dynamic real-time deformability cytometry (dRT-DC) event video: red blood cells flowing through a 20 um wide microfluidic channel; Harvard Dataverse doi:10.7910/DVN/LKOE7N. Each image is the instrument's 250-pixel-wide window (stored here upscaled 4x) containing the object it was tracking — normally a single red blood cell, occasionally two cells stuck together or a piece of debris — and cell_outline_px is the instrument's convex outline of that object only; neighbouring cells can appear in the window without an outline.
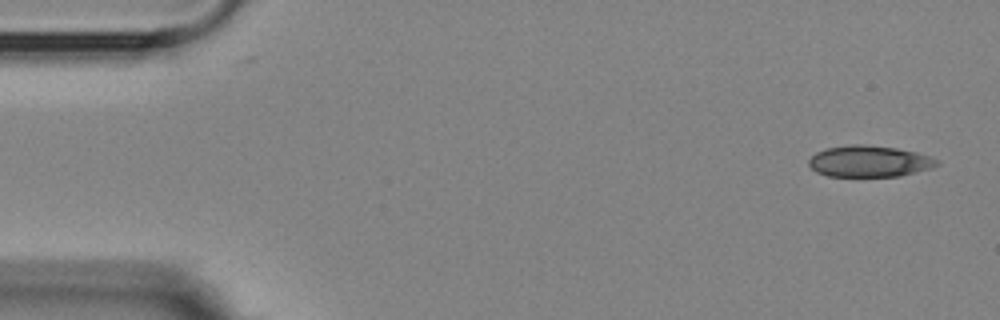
{"species": "Egyptian fruit bat (a non-hibernating species)", "species_latin": "Rousettus aegyptiacus", "temperature_condition": "room temperature", "stored_images_in_passage": 5, "camera_frame_rate_fps": 3000, "um_per_image_px": 0.085, "animal": {"sex": "female"}, "frame": {"image": 1, "passage_image": 1, "time_ms": 0.0, "image_size_px": [1000, 320], "cell_outline_px": [[940, 164], [932, 168], [900, 176], [828, 176], [816, 172], [808, 164], [808, 160], [816, 152], [824, 148], [852, 144], [864, 144], [896, 148], [916, 152], [940, 160]], "centroid_in_image_um": [73.89, 13.7], "position_along_channel_um": 11.1, "area_um2": 23.52}}
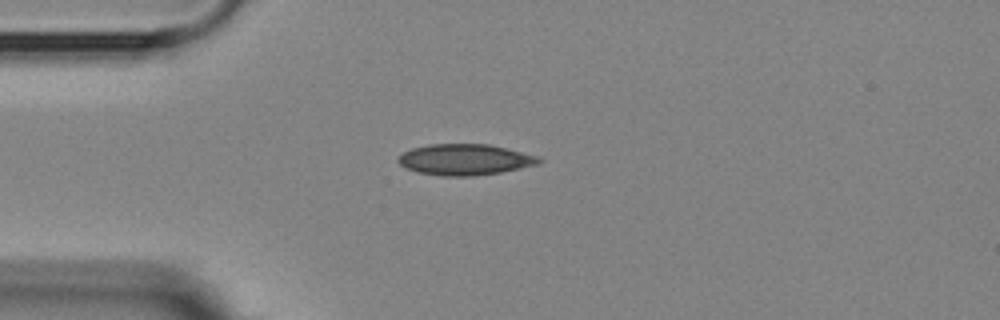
{"frame": {"image": 2, "passage_image": 4, "time_ms": 3.667, "image_size_px": [1000, 320], "cell_outline_px": [[544, 160], [540, 164], [500, 172], [472, 176], [444, 176], [420, 172], [408, 168], [400, 164], [396, 160], [404, 152], [412, 148], [428, 144], [488, 144], [508, 148], [536, 156]], "centroid_in_image_um": [39.54, 13.56], "position_along_channel_um": 45.5, "area_um2": 25.26}}